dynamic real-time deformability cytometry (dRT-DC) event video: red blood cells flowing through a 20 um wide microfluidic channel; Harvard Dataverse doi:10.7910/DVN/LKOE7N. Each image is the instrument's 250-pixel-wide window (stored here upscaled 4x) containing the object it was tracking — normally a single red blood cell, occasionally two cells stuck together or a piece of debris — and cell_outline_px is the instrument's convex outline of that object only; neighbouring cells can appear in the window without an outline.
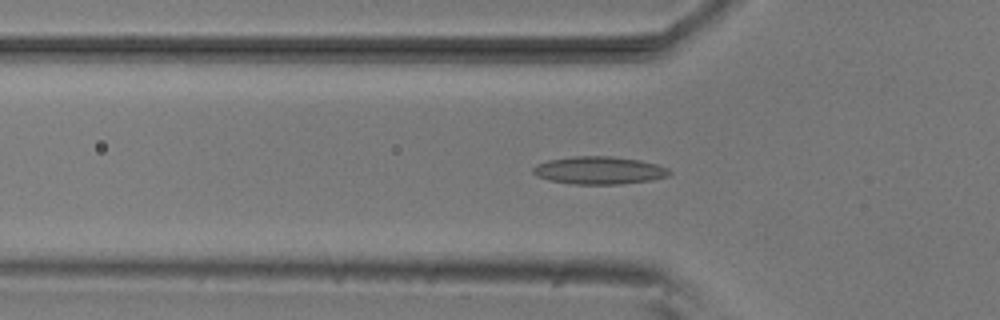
{"species": "common noctule bat (a hibernating species)", "species_latin": "Nyctalus noctula", "temperature_condition": "room temperature", "stored_images_in_passage": 40, "camera_frame_rate_fps": 3000, "um_per_image_px": 0.085, "animal": {"sex": "male", "body_mass_g": 20.5, "forearm_length_mm": 52.5}, "frame": {"image": 1, "passage_image": 11, "time_ms": 3.333, "image_size_px": [1000, 320], "cell_outline_px": [[672, 172], [668, 176], [652, 180], [620, 184], [572, 184], [548, 180], [536, 176], [532, 172], [532, 168], [536, 164], [548, 160], [572, 156], [612, 156], [640, 160], [656, 164], [668, 168]], "centroid_in_image_um": [50.91, 14.48], "position_along_channel_um": 74.9, "area_um2": 22.2}}
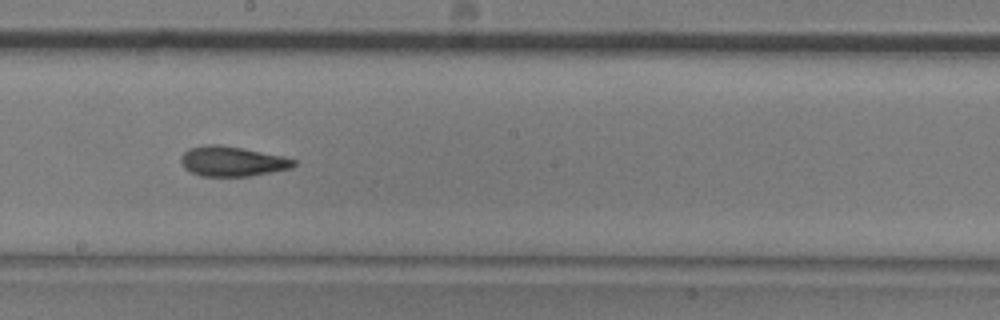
{"frame": {"image": 2, "passage_image": 23, "time_ms": 7.333, "image_size_px": [1000, 320], "cell_outline_px": [[296, 164], [292, 168], [252, 176], [200, 176], [184, 168], [180, 160], [180, 156], [188, 148], [208, 144], [220, 144], [280, 156], [296, 160]], "centroid_in_image_um": [19.7, 13.72], "position_along_channel_um": 228.5, "area_um2": 19.59}}
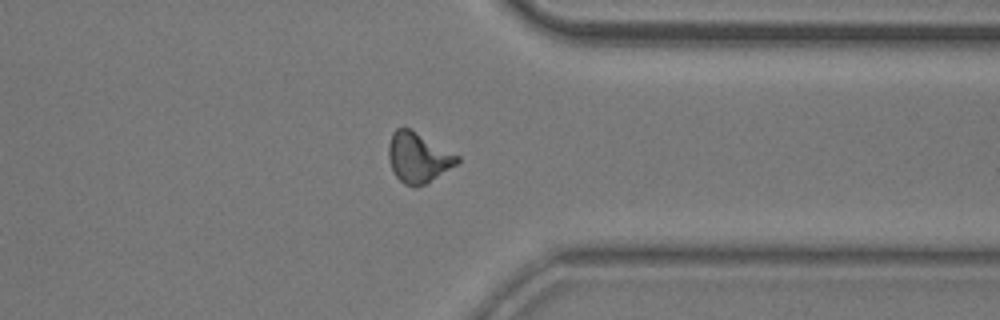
{"frame": {"image": 3, "passage_image": 35, "time_ms": 11.333, "image_size_px": [1000, 320], "cell_outline_px": [[460, 160], [456, 164], [424, 184], [416, 188], [404, 184], [392, 172], [388, 156], [388, 144], [392, 132], [396, 128], [408, 128], [460, 156]], "centroid_in_image_um": [35.5, 13.4], "position_along_channel_um": 375.9, "area_um2": 19.77}, "authors_computed_cell_mechanics": {"area_um2": 19.5942, "velocity_mm_per_s": 3.8094, "shape_relaxation_time_tau1_ms": null, "shape_relaxation_time_tau2_ms": 1.7299, "deformation_change_tau1": null, "deformation_change_tau2": 0.0869}}